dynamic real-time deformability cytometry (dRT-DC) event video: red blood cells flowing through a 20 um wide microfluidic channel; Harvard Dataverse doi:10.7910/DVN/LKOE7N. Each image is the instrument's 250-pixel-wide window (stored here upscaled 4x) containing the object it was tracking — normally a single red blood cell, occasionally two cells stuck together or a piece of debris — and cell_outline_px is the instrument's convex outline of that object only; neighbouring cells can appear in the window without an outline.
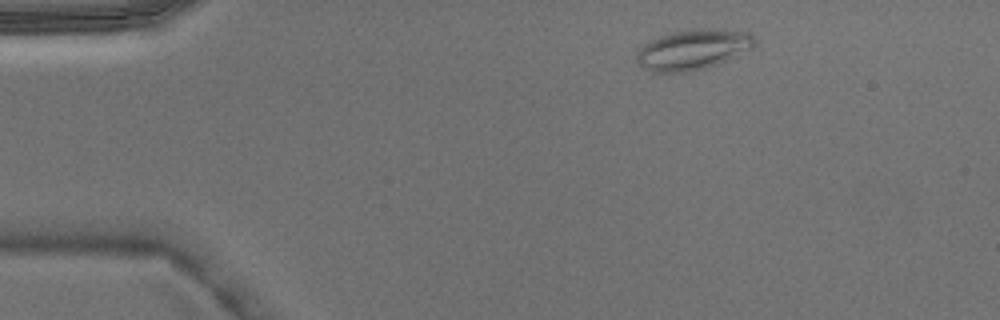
{"species": "Egyptian fruit bat (a non-hibernating species)", "species_latin": "Rousettus aegyptiacus", "temperature_condition": "warm", "stored_images_in_passage": 5, "camera_frame_rate_fps": 3000, "um_per_image_px": 0.085, "animal": {"sex": "male"}, "frame": {"image": 1, "passage_image": 5, "time_ms": 1.333, "image_size_px": [1000, 320], "cell_outline_px": [[756, 44], [752, 48], [724, 60], [704, 68], [684, 72], [652, 72], [636, 64], [636, 56], [640, 48], [648, 40], [672, 32], [700, 28], [748, 32], [756, 40]], "centroid_in_image_um": [58.84, 4.21], "position_along_channel_um": 26.2, "area_um2": 27.28}}